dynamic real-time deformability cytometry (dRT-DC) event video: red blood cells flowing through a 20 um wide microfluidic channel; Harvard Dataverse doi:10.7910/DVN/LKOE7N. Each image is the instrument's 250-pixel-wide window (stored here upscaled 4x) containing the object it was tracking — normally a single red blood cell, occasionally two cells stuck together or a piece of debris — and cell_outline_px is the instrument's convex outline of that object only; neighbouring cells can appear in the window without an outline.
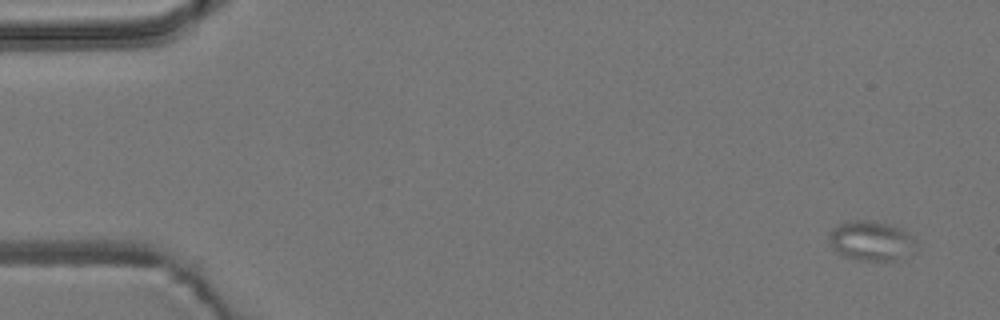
{"species": "common noctule bat (a hibernating species)", "species_latin": "Nyctalus noctula", "temperature_condition": "room temperature", "stored_images_in_passage": 3, "camera_frame_rate_fps": 3000, "um_per_image_px": 0.085, "animal": {"sex": "male", "body_mass_g": 19.2, "forearm_length_mm": 51.8}, "frame": {"image": 1, "passage_image": 3, "time_ms": 3.333, "image_size_px": [1000, 320], "cell_outline_px": [[916, 240], [896, 260], [860, 260], [844, 256], [836, 252], [832, 248], [828, 236], [832, 228], [840, 224], [852, 220], [872, 220], [892, 224], [908, 232]], "centroid_in_image_um": [73.94, 20.42], "position_along_channel_um": 11.1, "area_um2": 19.59}}